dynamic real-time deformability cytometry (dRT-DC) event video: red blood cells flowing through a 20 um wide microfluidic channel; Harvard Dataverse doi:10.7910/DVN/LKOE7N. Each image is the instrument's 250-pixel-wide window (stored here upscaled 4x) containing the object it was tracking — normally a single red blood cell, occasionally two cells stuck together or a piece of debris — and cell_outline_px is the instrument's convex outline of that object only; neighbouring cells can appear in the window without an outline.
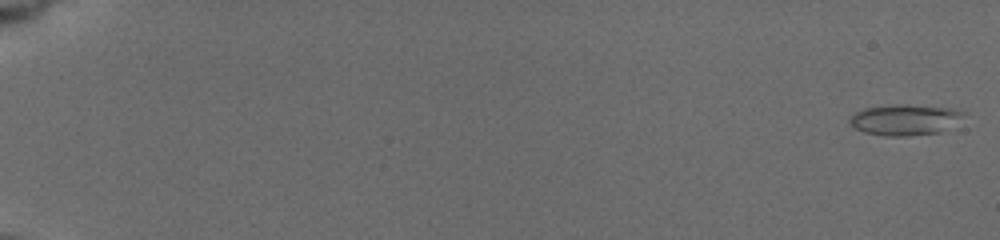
{"species": "common noctule bat (a hibernating species)", "species_latin": "Nyctalus noctula", "temperature_condition": "cold", "stored_images_in_passage": 46, "camera_frame_rate_fps": 3000, "um_per_image_px": 0.085, "animal": {"sex": "female", "body_mass_g": 19.5, "forearm_length_mm": 54.1}, "frame": {"image": 1, "passage_image": 1, "time_ms": 0.0, "image_size_px": [1000, 240], "cell_outline_px": [[964, 112], [940, 132], [908, 136], [888, 136], [864, 132], [856, 128], [848, 120], [856, 112], [864, 108], [904, 104], [948, 108]], "centroid_in_image_um": [76.81, 10.18], "position_along_channel_um": 8.2, "area_um2": 19.59}}
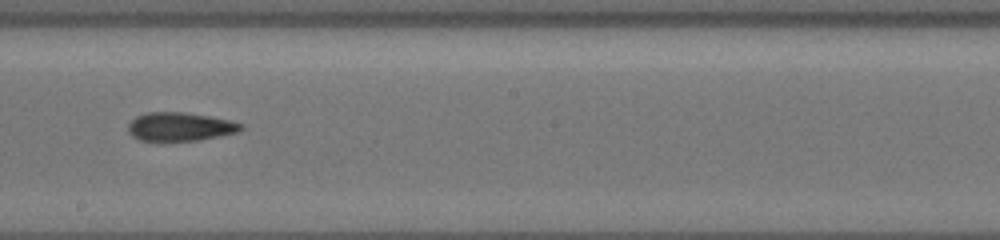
{"frame": {"image": 2, "passage_image": 28, "time_ms": 11.333, "image_size_px": [1000, 240], "cell_outline_px": [[244, 128], [240, 132], [200, 140], [140, 140], [132, 136], [128, 132], [128, 124], [136, 116], [148, 112], [184, 112], [208, 116], [228, 120], [244, 124]], "centroid_in_image_um": [15.33, 10.76], "position_along_channel_um": 232.9, "area_um2": 18.73}}
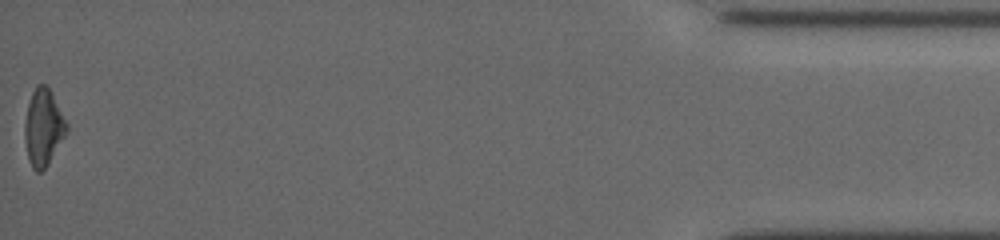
{"frame": {"image": 3, "passage_image": 46, "time_ms": 18.667, "image_size_px": [1000, 240], "cell_outline_px": [[68, 128], [64, 136], [48, 164], [40, 172], [36, 172], [32, 168], [28, 160], [24, 136], [24, 124], [28, 104], [32, 92], [36, 84], [44, 84], [48, 88], [68, 124]], "centroid_in_image_um": [3.65, 10.85], "position_along_channel_um": 431.5, "area_um2": 18.44}, "authors_computed_cell_mechanics": {"area_um2": 18.5538, "velocity_mm_per_s": 3.7827, "shape_relaxation_time_tau1_ms": 5.7852, "shape_relaxation_time_tau2_ms": 4.0208, "deformation_change_tau1": 0.1568, "deformation_change_tau2": 0.1365}}